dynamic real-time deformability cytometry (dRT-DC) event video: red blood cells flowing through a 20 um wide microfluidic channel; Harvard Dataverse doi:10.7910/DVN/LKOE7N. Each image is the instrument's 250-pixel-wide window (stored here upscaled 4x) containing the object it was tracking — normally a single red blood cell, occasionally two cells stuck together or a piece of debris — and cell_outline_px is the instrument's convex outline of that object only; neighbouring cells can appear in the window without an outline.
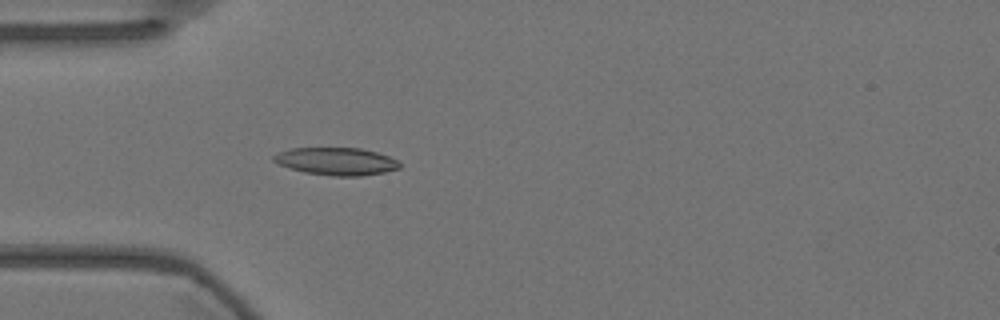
{"species": "Egyptian fruit bat (a non-hibernating species)", "species_latin": "Rousettus aegyptiacus", "temperature_condition": "warm", "stored_images_in_passage": 58, "camera_frame_rate_fps": 3000, "um_per_image_px": 0.085, "animal": {"sex": "female"}, "frame": {"image": 1, "passage_image": 17, "time_ms": 5.333, "image_size_px": [1000, 320], "cell_outline_px": [[400, 168], [384, 172], [360, 176], [332, 176], [304, 172], [280, 164], [272, 160], [272, 156], [280, 152], [292, 148], [360, 148], [376, 152], [388, 156], [396, 160], [400, 164]], "centroid_in_image_um": [28.6, 13.71], "position_along_channel_um": 56.4, "area_um2": 20.0}}
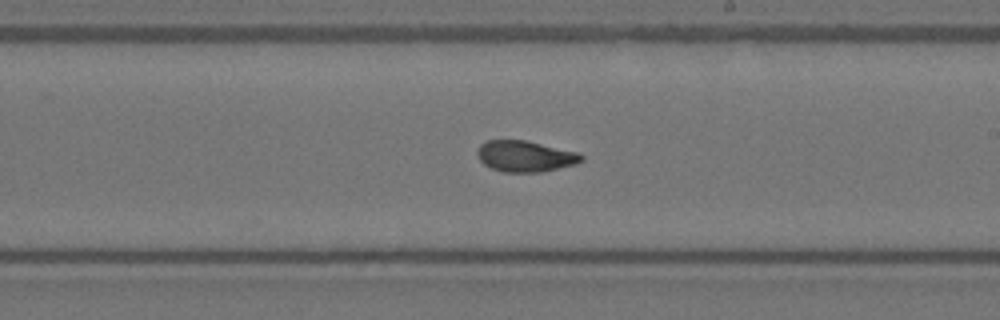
{"frame": {"image": 2, "passage_image": 33, "time_ms": 10.667, "image_size_px": [1000, 320], "cell_outline_px": [[584, 160], [576, 164], [540, 172], [504, 172], [492, 168], [484, 164], [480, 160], [476, 152], [476, 148], [480, 144], [488, 140], [524, 140], [580, 152], [584, 156]], "centroid_in_image_um": [44.65, 13.27], "position_along_channel_um": 244.3, "area_um2": 18.96}}
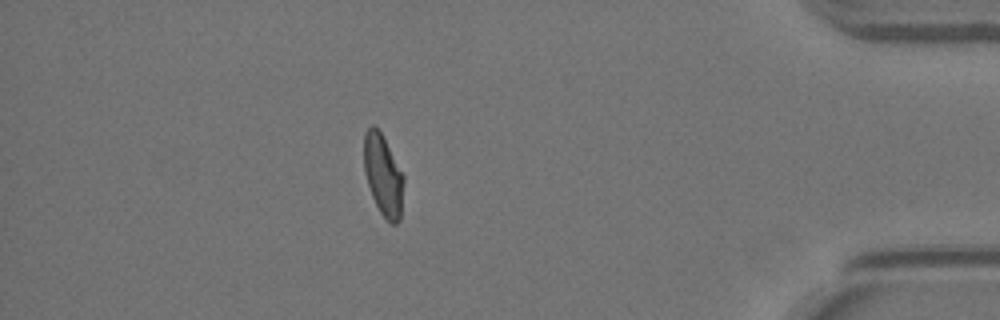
{"frame": {"image": 3, "passage_image": 50, "time_ms": 16.333, "image_size_px": [1000, 320], "cell_outline_px": [[404, 180], [400, 220], [396, 224], [392, 224], [380, 212], [372, 196], [364, 172], [364, 132], [372, 124], [380, 132], [404, 176]], "centroid_in_image_um": [32.56, 14.91], "position_along_channel_um": 402.6, "area_um2": 18.5}, "authors_computed_cell_mechanics": {"area_um2": 19.1318, "velocity_mm_per_s": 3.5942, "shape_relaxation_time_tau1_ms": 4.3442, "shape_relaxation_time_tau2_ms": 1.6633, "deformation_change_tau1": 0.1788, "deformation_change_tau2": 0.0719}}